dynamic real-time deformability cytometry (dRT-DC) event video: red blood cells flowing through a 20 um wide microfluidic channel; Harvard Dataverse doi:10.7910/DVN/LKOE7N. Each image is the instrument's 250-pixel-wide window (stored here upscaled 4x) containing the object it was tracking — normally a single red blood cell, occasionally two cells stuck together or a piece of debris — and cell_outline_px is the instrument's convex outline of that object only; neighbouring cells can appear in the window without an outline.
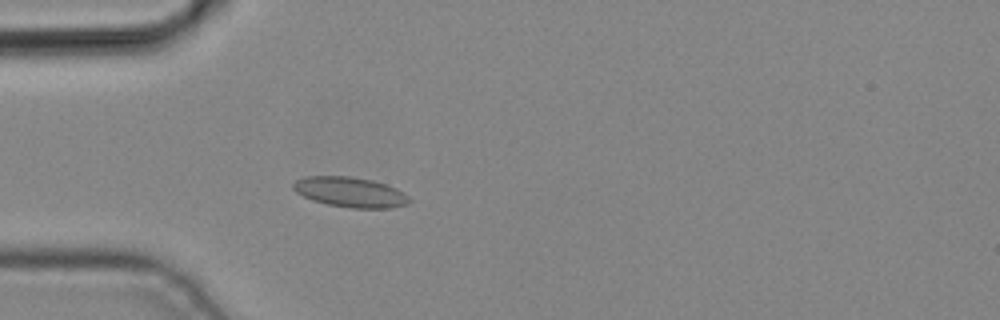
{"species": "common noctule bat (a hibernating species)", "species_latin": "Nyctalus noctula", "temperature_condition": "cold", "stored_images_in_passage": 4, "camera_frame_rate_fps": 3000, "um_per_image_px": 0.085, "animal": {"sex": "male", "body_mass_g": 19.2, "forearm_length_mm": 51.8}, "frame": {"image": 1, "passage_image": 4, "time_ms": 1.0, "image_size_px": [1000, 320], "cell_outline_px": [[412, 200], [408, 204], [392, 208], [352, 208], [328, 204], [312, 200], [296, 192], [292, 188], [292, 184], [296, 180], [304, 176], [348, 176], [372, 180], [396, 188], [404, 192]], "centroid_in_image_um": [29.78, 16.33], "position_along_channel_um": 55.2, "area_um2": 20.4}}